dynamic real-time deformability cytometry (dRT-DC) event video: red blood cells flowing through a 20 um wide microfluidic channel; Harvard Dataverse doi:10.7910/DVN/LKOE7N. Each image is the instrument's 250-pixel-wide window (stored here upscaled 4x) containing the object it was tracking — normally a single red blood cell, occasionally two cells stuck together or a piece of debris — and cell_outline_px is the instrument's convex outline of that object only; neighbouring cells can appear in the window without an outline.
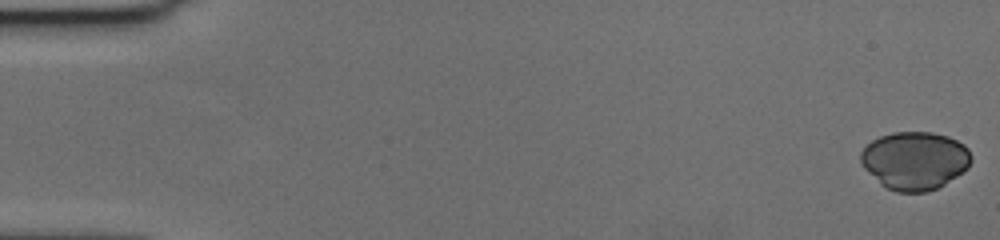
{"species": "human", "species_latin": "Homo sapiens", "temperature_condition": "cold", "stored_images_in_passage": 58, "camera_frame_rate_fps": 3000, "um_per_image_px": 0.085, "donor": {"sex": "female"}, "frame": {"image": 1, "passage_image": 1, "time_ms": 0.0, "image_size_px": [1000, 240], "cell_outline_px": [[972, 160], [968, 168], [944, 184], [928, 192], [896, 192], [880, 184], [864, 168], [860, 160], [860, 152], [872, 140], [880, 136], [892, 132], [932, 132], [948, 136], [964, 144], [968, 148], [972, 156]], "centroid_in_image_um": [77.76, 13.64], "position_along_channel_um": 7.2, "area_um2": 37.51}}
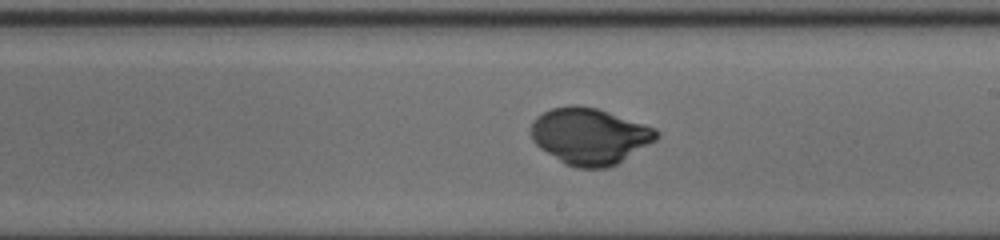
{"frame": {"image": 2, "passage_image": 34, "time_ms": 11.0, "image_size_px": [1000, 240], "cell_outline_px": [[660, 136], [656, 140], [616, 164], [608, 168], [576, 168], [564, 164], [540, 148], [532, 140], [532, 120], [536, 116], [552, 108], [568, 104], [576, 104], [596, 108], [656, 128], [660, 132]], "centroid_in_image_um": [50.11, 11.57], "position_along_channel_um": 238.9, "area_um2": 41.27}}
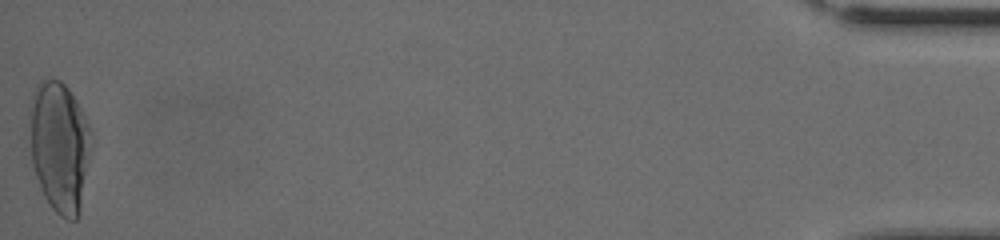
{"frame": {"image": 3, "passage_image": 58, "time_ms": 19.0, "image_size_px": [1000, 240], "cell_outline_px": [[92, 132], [80, 212], [76, 220], [68, 220], [60, 216], [48, 204], [40, 188], [32, 164], [28, 116], [28, 108], [32, 92], [36, 84], [40, 80], [60, 80], [68, 88], [76, 100], [92, 128]], "centroid_in_image_um": [5.02, 12.42], "position_along_channel_um": 430.2, "area_um2": 47.4}, "authors_computed_cell_mechanics": {"area_um2": 39.9976, "velocity_mm_per_s": 3.6064, "shape_relaxation_time_tau1_ms": 5.1266, "shape_relaxation_time_tau2_ms": null, "deformation_change_tau1": 0.1485, "deformation_change_tau2": null}}